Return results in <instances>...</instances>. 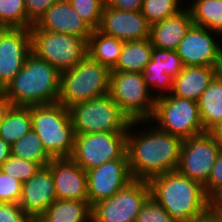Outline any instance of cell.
Returning a JSON list of instances; mask_svg holds the SVG:
<instances>
[{
    "instance_id": "26",
    "label": "cell",
    "mask_w": 222,
    "mask_h": 222,
    "mask_svg": "<svg viewBox=\"0 0 222 222\" xmlns=\"http://www.w3.org/2000/svg\"><path fill=\"white\" fill-rule=\"evenodd\" d=\"M150 39L125 41L115 68L111 71L140 72L151 60Z\"/></svg>"
},
{
    "instance_id": "27",
    "label": "cell",
    "mask_w": 222,
    "mask_h": 222,
    "mask_svg": "<svg viewBox=\"0 0 222 222\" xmlns=\"http://www.w3.org/2000/svg\"><path fill=\"white\" fill-rule=\"evenodd\" d=\"M185 6L193 24L219 33L222 37V0H190V4Z\"/></svg>"
},
{
    "instance_id": "41",
    "label": "cell",
    "mask_w": 222,
    "mask_h": 222,
    "mask_svg": "<svg viewBox=\"0 0 222 222\" xmlns=\"http://www.w3.org/2000/svg\"><path fill=\"white\" fill-rule=\"evenodd\" d=\"M12 103L7 94L0 91V123L3 121L6 113L11 109Z\"/></svg>"
},
{
    "instance_id": "15",
    "label": "cell",
    "mask_w": 222,
    "mask_h": 222,
    "mask_svg": "<svg viewBox=\"0 0 222 222\" xmlns=\"http://www.w3.org/2000/svg\"><path fill=\"white\" fill-rule=\"evenodd\" d=\"M30 53L29 29L0 28V87L2 89L22 69Z\"/></svg>"
},
{
    "instance_id": "25",
    "label": "cell",
    "mask_w": 222,
    "mask_h": 222,
    "mask_svg": "<svg viewBox=\"0 0 222 222\" xmlns=\"http://www.w3.org/2000/svg\"><path fill=\"white\" fill-rule=\"evenodd\" d=\"M124 42L93 30L88 39L87 55L111 71L117 64Z\"/></svg>"
},
{
    "instance_id": "21",
    "label": "cell",
    "mask_w": 222,
    "mask_h": 222,
    "mask_svg": "<svg viewBox=\"0 0 222 222\" xmlns=\"http://www.w3.org/2000/svg\"><path fill=\"white\" fill-rule=\"evenodd\" d=\"M222 68L212 66H188L175 77L171 95L198 101L205 89Z\"/></svg>"
},
{
    "instance_id": "28",
    "label": "cell",
    "mask_w": 222,
    "mask_h": 222,
    "mask_svg": "<svg viewBox=\"0 0 222 222\" xmlns=\"http://www.w3.org/2000/svg\"><path fill=\"white\" fill-rule=\"evenodd\" d=\"M31 129V107L12 106L0 123V138L12 145Z\"/></svg>"
},
{
    "instance_id": "12",
    "label": "cell",
    "mask_w": 222,
    "mask_h": 222,
    "mask_svg": "<svg viewBox=\"0 0 222 222\" xmlns=\"http://www.w3.org/2000/svg\"><path fill=\"white\" fill-rule=\"evenodd\" d=\"M221 149L211 132L184 139L176 171L204 185Z\"/></svg>"
},
{
    "instance_id": "9",
    "label": "cell",
    "mask_w": 222,
    "mask_h": 222,
    "mask_svg": "<svg viewBox=\"0 0 222 222\" xmlns=\"http://www.w3.org/2000/svg\"><path fill=\"white\" fill-rule=\"evenodd\" d=\"M109 95L131 121H148L156 98L140 72H110Z\"/></svg>"
},
{
    "instance_id": "40",
    "label": "cell",
    "mask_w": 222,
    "mask_h": 222,
    "mask_svg": "<svg viewBox=\"0 0 222 222\" xmlns=\"http://www.w3.org/2000/svg\"><path fill=\"white\" fill-rule=\"evenodd\" d=\"M189 222H222V214L210 209L204 215L195 218Z\"/></svg>"
},
{
    "instance_id": "17",
    "label": "cell",
    "mask_w": 222,
    "mask_h": 222,
    "mask_svg": "<svg viewBox=\"0 0 222 222\" xmlns=\"http://www.w3.org/2000/svg\"><path fill=\"white\" fill-rule=\"evenodd\" d=\"M97 30L104 35L123 41L150 38V24L141 11L116 10L106 4H104L100 25Z\"/></svg>"
},
{
    "instance_id": "1",
    "label": "cell",
    "mask_w": 222,
    "mask_h": 222,
    "mask_svg": "<svg viewBox=\"0 0 222 222\" xmlns=\"http://www.w3.org/2000/svg\"><path fill=\"white\" fill-rule=\"evenodd\" d=\"M140 124L150 128L142 129ZM138 126L139 131L135 130ZM182 142L179 137L157 129L149 121H131L127 128L126 152L132 178L148 181L154 176L175 171Z\"/></svg>"
},
{
    "instance_id": "30",
    "label": "cell",
    "mask_w": 222,
    "mask_h": 222,
    "mask_svg": "<svg viewBox=\"0 0 222 222\" xmlns=\"http://www.w3.org/2000/svg\"><path fill=\"white\" fill-rule=\"evenodd\" d=\"M183 2L184 0H143L141 13L152 25L178 14L185 8Z\"/></svg>"
},
{
    "instance_id": "36",
    "label": "cell",
    "mask_w": 222,
    "mask_h": 222,
    "mask_svg": "<svg viewBox=\"0 0 222 222\" xmlns=\"http://www.w3.org/2000/svg\"><path fill=\"white\" fill-rule=\"evenodd\" d=\"M206 195L212 199L222 189V149L214 163L208 181L203 185Z\"/></svg>"
},
{
    "instance_id": "11",
    "label": "cell",
    "mask_w": 222,
    "mask_h": 222,
    "mask_svg": "<svg viewBox=\"0 0 222 222\" xmlns=\"http://www.w3.org/2000/svg\"><path fill=\"white\" fill-rule=\"evenodd\" d=\"M149 196L148 182L133 179L111 197L91 207V222H135Z\"/></svg>"
},
{
    "instance_id": "4",
    "label": "cell",
    "mask_w": 222,
    "mask_h": 222,
    "mask_svg": "<svg viewBox=\"0 0 222 222\" xmlns=\"http://www.w3.org/2000/svg\"><path fill=\"white\" fill-rule=\"evenodd\" d=\"M110 70L86 55L72 69L60 73L58 103L73 105L109 94Z\"/></svg>"
},
{
    "instance_id": "19",
    "label": "cell",
    "mask_w": 222,
    "mask_h": 222,
    "mask_svg": "<svg viewBox=\"0 0 222 222\" xmlns=\"http://www.w3.org/2000/svg\"><path fill=\"white\" fill-rule=\"evenodd\" d=\"M54 178L51 170L41 167L29 180L22 184V194L19 205L35 222L55 201Z\"/></svg>"
},
{
    "instance_id": "44",
    "label": "cell",
    "mask_w": 222,
    "mask_h": 222,
    "mask_svg": "<svg viewBox=\"0 0 222 222\" xmlns=\"http://www.w3.org/2000/svg\"><path fill=\"white\" fill-rule=\"evenodd\" d=\"M211 133L217 139L218 143L221 145V148H222V122L217 127H215L211 131Z\"/></svg>"
},
{
    "instance_id": "24",
    "label": "cell",
    "mask_w": 222,
    "mask_h": 222,
    "mask_svg": "<svg viewBox=\"0 0 222 222\" xmlns=\"http://www.w3.org/2000/svg\"><path fill=\"white\" fill-rule=\"evenodd\" d=\"M35 222H91L88 201L55 200Z\"/></svg>"
},
{
    "instance_id": "43",
    "label": "cell",
    "mask_w": 222,
    "mask_h": 222,
    "mask_svg": "<svg viewBox=\"0 0 222 222\" xmlns=\"http://www.w3.org/2000/svg\"><path fill=\"white\" fill-rule=\"evenodd\" d=\"M211 209L222 214V189L211 199Z\"/></svg>"
},
{
    "instance_id": "10",
    "label": "cell",
    "mask_w": 222,
    "mask_h": 222,
    "mask_svg": "<svg viewBox=\"0 0 222 222\" xmlns=\"http://www.w3.org/2000/svg\"><path fill=\"white\" fill-rule=\"evenodd\" d=\"M127 149V132H96L75 135L70 158L83 170L121 158Z\"/></svg>"
},
{
    "instance_id": "3",
    "label": "cell",
    "mask_w": 222,
    "mask_h": 222,
    "mask_svg": "<svg viewBox=\"0 0 222 222\" xmlns=\"http://www.w3.org/2000/svg\"><path fill=\"white\" fill-rule=\"evenodd\" d=\"M60 72L47 61L30 53L22 69L3 91L12 106L31 107L58 102Z\"/></svg>"
},
{
    "instance_id": "29",
    "label": "cell",
    "mask_w": 222,
    "mask_h": 222,
    "mask_svg": "<svg viewBox=\"0 0 222 222\" xmlns=\"http://www.w3.org/2000/svg\"><path fill=\"white\" fill-rule=\"evenodd\" d=\"M11 156L19 157L38 163L41 167L47 166L52 157L45 151L43 143L33 129L11 146Z\"/></svg>"
},
{
    "instance_id": "37",
    "label": "cell",
    "mask_w": 222,
    "mask_h": 222,
    "mask_svg": "<svg viewBox=\"0 0 222 222\" xmlns=\"http://www.w3.org/2000/svg\"><path fill=\"white\" fill-rule=\"evenodd\" d=\"M0 222H34L18 203H0Z\"/></svg>"
},
{
    "instance_id": "23",
    "label": "cell",
    "mask_w": 222,
    "mask_h": 222,
    "mask_svg": "<svg viewBox=\"0 0 222 222\" xmlns=\"http://www.w3.org/2000/svg\"><path fill=\"white\" fill-rule=\"evenodd\" d=\"M198 102L205 132H211L222 122V71L205 89Z\"/></svg>"
},
{
    "instance_id": "34",
    "label": "cell",
    "mask_w": 222,
    "mask_h": 222,
    "mask_svg": "<svg viewBox=\"0 0 222 222\" xmlns=\"http://www.w3.org/2000/svg\"><path fill=\"white\" fill-rule=\"evenodd\" d=\"M135 222H173L170 214L149 196L140 208Z\"/></svg>"
},
{
    "instance_id": "32",
    "label": "cell",
    "mask_w": 222,
    "mask_h": 222,
    "mask_svg": "<svg viewBox=\"0 0 222 222\" xmlns=\"http://www.w3.org/2000/svg\"><path fill=\"white\" fill-rule=\"evenodd\" d=\"M77 14L92 30L100 25L101 15L105 4L104 0H68Z\"/></svg>"
},
{
    "instance_id": "35",
    "label": "cell",
    "mask_w": 222,
    "mask_h": 222,
    "mask_svg": "<svg viewBox=\"0 0 222 222\" xmlns=\"http://www.w3.org/2000/svg\"><path fill=\"white\" fill-rule=\"evenodd\" d=\"M22 182L0 170V203H19Z\"/></svg>"
},
{
    "instance_id": "18",
    "label": "cell",
    "mask_w": 222,
    "mask_h": 222,
    "mask_svg": "<svg viewBox=\"0 0 222 222\" xmlns=\"http://www.w3.org/2000/svg\"><path fill=\"white\" fill-rule=\"evenodd\" d=\"M47 167L54 178L57 200L88 201L86 170L70 157L52 158Z\"/></svg>"
},
{
    "instance_id": "42",
    "label": "cell",
    "mask_w": 222,
    "mask_h": 222,
    "mask_svg": "<svg viewBox=\"0 0 222 222\" xmlns=\"http://www.w3.org/2000/svg\"><path fill=\"white\" fill-rule=\"evenodd\" d=\"M10 144L0 138V166L11 156Z\"/></svg>"
},
{
    "instance_id": "6",
    "label": "cell",
    "mask_w": 222,
    "mask_h": 222,
    "mask_svg": "<svg viewBox=\"0 0 222 222\" xmlns=\"http://www.w3.org/2000/svg\"><path fill=\"white\" fill-rule=\"evenodd\" d=\"M148 121L182 140L205 133L198 102L171 94L156 99L153 115Z\"/></svg>"
},
{
    "instance_id": "22",
    "label": "cell",
    "mask_w": 222,
    "mask_h": 222,
    "mask_svg": "<svg viewBox=\"0 0 222 222\" xmlns=\"http://www.w3.org/2000/svg\"><path fill=\"white\" fill-rule=\"evenodd\" d=\"M193 24L189 10L185 8L178 14L150 25V41L153 48L176 50Z\"/></svg>"
},
{
    "instance_id": "33",
    "label": "cell",
    "mask_w": 222,
    "mask_h": 222,
    "mask_svg": "<svg viewBox=\"0 0 222 222\" xmlns=\"http://www.w3.org/2000/svg\"><path fill=\"white\" fill-rule=\"evenodd\" d=\"M41 166L38 163L10 156L1 166L0 170L9 176H14L22 183L29 180Z\"/></svg>"
},
{
    "instance_id": "31",
    "label": "cell",
    "mask_w": 222,
    "mask_h": 222,
    "mask_svg": "<svg viewBox=\"0 0 222 222\" xmlns=\"http://www.w3.org/2000/svg\"><path fill=\"white\" fill-rule=\"evenodd\" d=\"M33 24L27 19L24 0H0V28H26Z\"/></svg>"
},
{
    "instance_id": "14",
    "label": "cell",
    "mask_w": 222,
    "mask_h": 222,
    "mask_svg": "<svg viewBox=\"0 0 222 222\" xmlns=\"http://www.w3.org/2000/svg\"><path fill=\"white\" fill-rule=\"evenodd\" d=\"M86 173L88 203L91 207L97 202L108 199L133 180L127 152L121 158L86 170Z\"/></svg>"
},
{
    "instance_id": "38",
    "label": "cell",
    "mask_w": 222,
    "mask_h": 222,
    "mask_svg": "<svg viewBox=\"0 0 222 222\" xmlns=\"http://www.w3.org/2000/svg\"><path fill=\"white\" fill-rule=\"evenodd\" d=\"M62 0H24L27 19L35 24L47 9Z\"/></svg>"
},
{
    "instance_id": "39",
    "label": "cell",
    "mask_w": 222,
    "mask_h": 222,
    "mask_svg": "<svg viewBox=\"0 0 222 222\" xmlns=\"http://www.w3.org/2000/svg\"><path fill=\"white\" fill-rule=\"evenodd\" d=\"M143 0H106L105 4L116 10L141 11Z\"/></svg>"
},
{
    "instance_id": "7",
    "label": "cell",
    "mask_w": 222,
    "mask_h": 222,
    "mask_svg": "<svg viewBox=\"0 0 222 222\" xmlns=\"http://www.w3.org/2000/svg\"><path fill=\"white\" fill-rule=\"evenodd\" d=\"M75 135L96 132H127L131 120L107 94L69 109Z\"/></svg>"
},
{
    "instance_id": "8",
    "label": "cell",
    "mask_w": 222,
    "mask_h": 222,
    "mask_svg": "<svg viewBox=\"0 0 222 222\" xmlns=\"http://www.w3.org/2000/svg\"><path fill=\"white\" fill-rule=\"evenodd\" d=\"M31 53L47 61L60 73L72 69L87 55L88 42L80 37L29 28Z\"/></svg>"
},
{
    "instance_id": "2",
    "label": "cell",
    "mask_w": 222,
    "mask_h": 222,
    "mask_svg": "<svg viewBox=\"0 0 222 222\" xmlns=\"http://www.w3.org/2000/svg\"><path fill=\"white\" fill-rule=\"evenodd\" d=\"M150 196L171 216L173 222H189L211 209L204 186L176 170L148 181Z\"/></svg>"
},
{
    "instance_id": "13",
    "label": "cell",
    "mask_w": 222,
    "mask_h": 222,
    "mask_svg": "<svg viewBox=\"0 0 222 222\" xmlns=\"http://www.w3.org/2000/svg\"><path fill=\"white\" fill-rule=\"evenodd\" d=\"M217 37H216V36ZM214 36V37H213ZM220 34L192 24L176 48L184 67L212 66L222 68Z\"/></svg>"
},
{
    "instance_id": "20",
    "label": "cell",
    "mask_w": 222,
    "mask_h": 222,
    "mask_svg": "<svg viewBox=\"0 0 222 222\" xmlns=\"http://www.w3.org/2000/svg\"><path fill=\"white\" fill-rule=\"evenodd\" d=\"M33 25L37 29L74 35L87 42L93 31L68 0H62L50 6Z\"/></svg>"
},
{
    "instance_id": "5",
    "label": "cell",
    "mask_w": 222,
    "mask_h": 222,
    "mask_svg": "<svg viewBox=\"0 0 222 222\" xmlns=\"http://www.w3.org/2000/svg\"><path fill=\"white\" fill-rule=\"evenodd\" d=\"M32 129L52 158L70 157L75 133L69 110L60 103L31 106Z\"/></svg>"
},
{
    "instance_id": "16",
    "label": "cell",
    "mask_w": 222,
    "mask_h": 222,
    "mask_svg": "<svg viewBox=\"0 0 222 222\" xmlns=\"http://www.w3.org/2000/svg\"><path fill=\"white\" fill-rule=\"evenodd\" d=\"M183 68L182 60L175 50L153 48L151 60L142 75L151 94L157 99L171 93L174 79Z\"/></svg>"
}]
</instances>
